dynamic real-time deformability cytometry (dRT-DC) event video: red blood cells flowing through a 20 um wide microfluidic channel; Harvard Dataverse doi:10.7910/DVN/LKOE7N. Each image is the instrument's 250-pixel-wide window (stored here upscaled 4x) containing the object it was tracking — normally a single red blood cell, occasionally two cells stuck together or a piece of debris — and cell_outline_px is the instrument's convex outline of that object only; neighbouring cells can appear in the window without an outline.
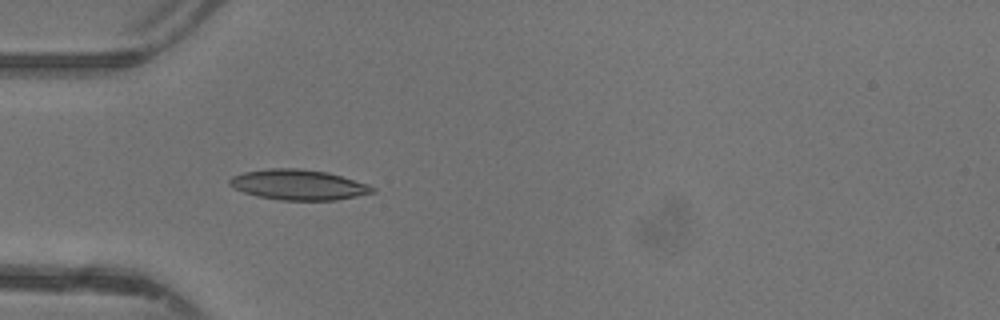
{"species": "common noctule bat (a hibernating species)", "species_latin": "Nyctalus noctula", "temperature_condition": "warm", "stored_images_in_passage": 33, "camera_frame_rate_fps": 3000, "um_per_image_px": 0.085, "animal": {"sex": "female"}, "frame": {"image": 1, "passage_image": 1, "time_ms": 0.0, "image_size_px": [1000, 320], "cell_outline_px": [[376, 192], [336, 200], [280, 200], [256, 196], [232, 188], [228, 184], [228, 180], [232, 176], [244, 172], [268, 168], [300, 168], [328, 172], [368, 184], [376, 188]], "centroid_in_image_um": [25.35, 15.7], "position_along_channel_um": 59.7, "area_um2": 25.43}}
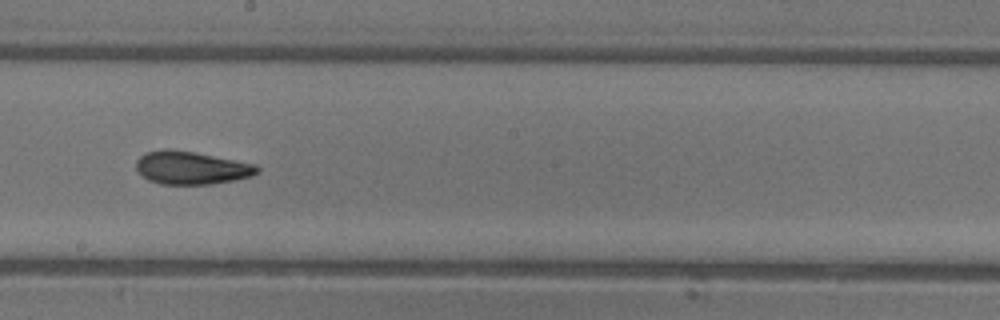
{"frame": {"image": 2, "passage_image": 13, "time_ms": 4.0, "image_size_px": [1000, 320], "cell_outline_px": [[260, 172], [252, 176], [236, 180], [212, 184], [160, 184], [148, 180], [136, 168], [136, 160], [144, 152], [168, 148], [192, 152], [256, 164], [260, 168]], "centroid_in_image_um": [16.27, 14.27], "position_along_channel_um": 231.9, "area_um2": 23.29}}
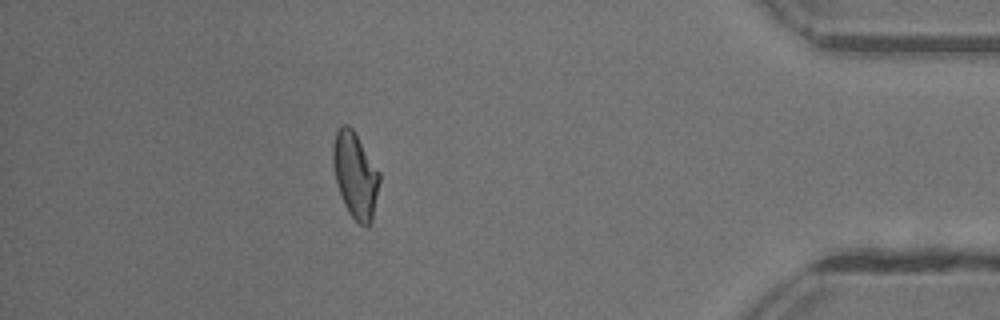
{"frame": {"image": 3, "passage_image": 28, "time_ms": 9.0, "image_size_px": [1000, 320], "cell_outline_px": [[380, 180], [372, 220], [368, 224], [360, 224], [348, 212], [344, 204], [336, 180], [332, 160], [332, 144], [336, 132], [340, 124], [348, 124], [352, 128], [380, 172]], "centroid_in_image_um": [30.19, 14.83], "position_along_channel_um": 405.0, "area_um2": 23.0}, "authors_computed_cell_mechanics": {"area_um2": 23.0622, "velocity_mm_per_s": 4.4045, "shape_relaxation_time_tau1_ms": 8.0504, "shape_relaxation_time_tau2_ms": 1.9955, "deformation_change_tau1": 0.223, "deformation_change_tau2": 0.0827}}